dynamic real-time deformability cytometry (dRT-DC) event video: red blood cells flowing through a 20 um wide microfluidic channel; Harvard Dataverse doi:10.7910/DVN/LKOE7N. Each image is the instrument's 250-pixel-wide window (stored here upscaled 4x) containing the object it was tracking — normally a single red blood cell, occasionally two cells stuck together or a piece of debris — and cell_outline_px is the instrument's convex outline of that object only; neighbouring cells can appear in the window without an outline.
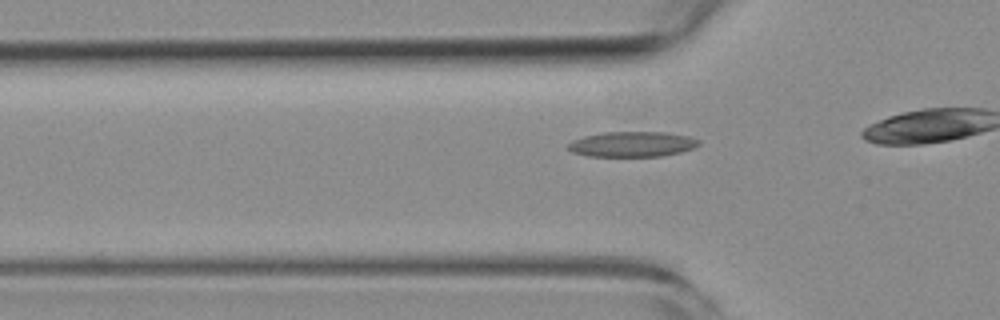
{"species": "common noctule bat (a hibernating species)", "species_latin": "Nyctalus noctula", "temperature_condition": "room temperature", "stored_images_in_passage": 39, "camera_frame_rate_fps": 3000, "um_per_image_px": 0.085, "animal": {"sex": "female", "body_mass_g": 19.3, "forearm_length_mm": 54.1}, "frame": {"image": 1, "passage_image": 14, "time_ms": 4.333, "image_size_px": [1000, 320], "cell_outline_px": [[700, 144], [692, 148], [680, 152], [660, 156], [588, 156], [572, 152], [568, 148], [568, 144], [572, 140], [584, 136], [604, 132], [664, 132], [688, 136], [700, 140]], "centroid_in_image_um": [53.72, 12.25], "position_along_channel_um": 72.1, "area_um2": 19.13}}
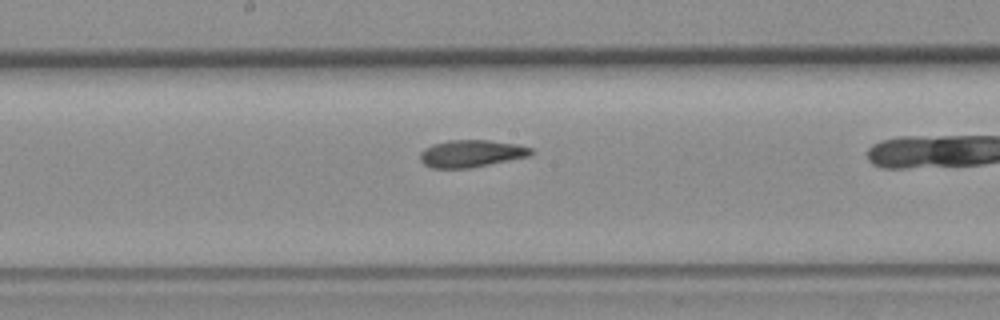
{"frame": {"image": 2, "passage_image": 25, "time_ms": 8.0, "image_size_px": [1000, 320], "cell_outline_px": [[536, 152], [532, 156], [468, 168], [432, 168], [424, 164], [420, 160], [420, 152], [424, 148], [432, 144], [448, 140], [488, 140], [516, 144], [532, 148]], "centroid_in_image_um": [40.08, 13.05], "position_along_channel_um": 208.1, "area_um2": 17.74}}
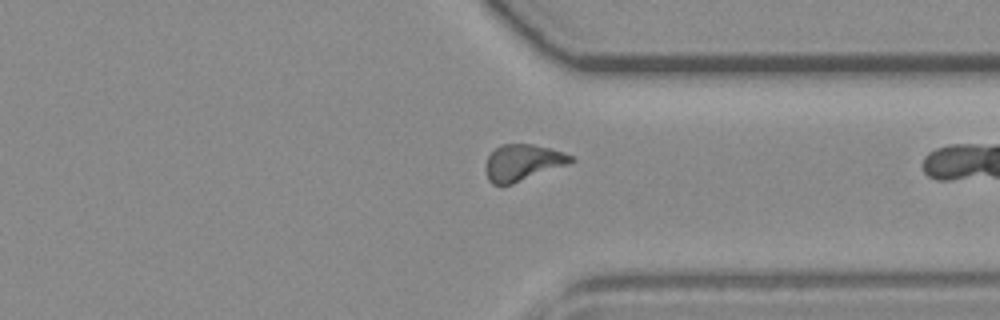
{"frame": {"image": 3, "passage_image": 38, "time_ms": 12.333, "image_size_px": [1000, 320], "cell_outline_px": [[576, 160], [568, 164], [512, 184], [492, 184], [488, 180], [484, 168], [488, 156], [500, 144], [532, 144], [552, 148], [564, 152], [572, 156]], "centroid_in_image_um": [44.42, 13.81], "position_along_channel_um": 367.0, "area_um2": 18.09}}